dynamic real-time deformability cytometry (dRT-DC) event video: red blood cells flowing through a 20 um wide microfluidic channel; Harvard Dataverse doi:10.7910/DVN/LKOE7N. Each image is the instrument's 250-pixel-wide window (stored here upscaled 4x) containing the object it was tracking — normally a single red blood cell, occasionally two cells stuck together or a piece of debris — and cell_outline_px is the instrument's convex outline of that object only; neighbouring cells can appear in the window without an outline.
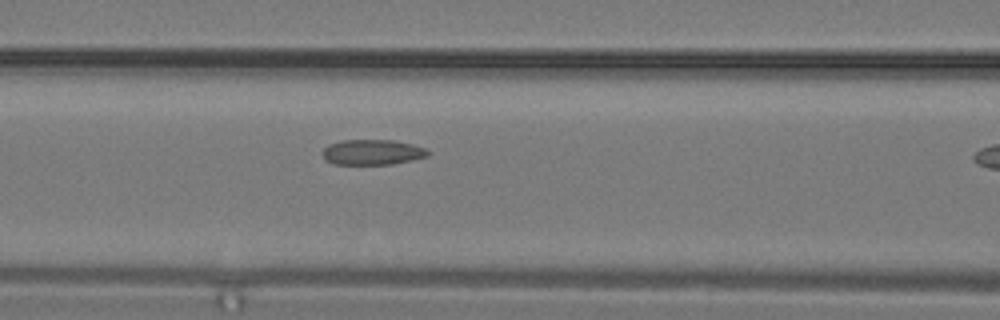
{"species": "common noctule bat (a hibernating species)", "species_latin": "Nyctalus noctula", "temperature_condition": "warm", "stored_images_in_passage": 7, "camera_frame_rate_fps": 3000, "um_per_image_px": 0.085, "animal": {"sex": "male", "body_mass_g": 19.2, "forearm_length_mm": 51.8}, "frame": {"image": 1, "passage_image": 6, "time_ms": 1.667, "image_size_px": [1000, 320], "cell_outline_px": [[432, 152], [428, 156], [412, 160], [392, 164], [332, 164], [324, 160], [320, 152], [328, 144], [340, 140], [392, 140], [412, 144], [424, 148]], "centroid_in_image_um": [31.61, 12.94], "position_along_channel_um": 135.0, "area_um2": 15.78}}